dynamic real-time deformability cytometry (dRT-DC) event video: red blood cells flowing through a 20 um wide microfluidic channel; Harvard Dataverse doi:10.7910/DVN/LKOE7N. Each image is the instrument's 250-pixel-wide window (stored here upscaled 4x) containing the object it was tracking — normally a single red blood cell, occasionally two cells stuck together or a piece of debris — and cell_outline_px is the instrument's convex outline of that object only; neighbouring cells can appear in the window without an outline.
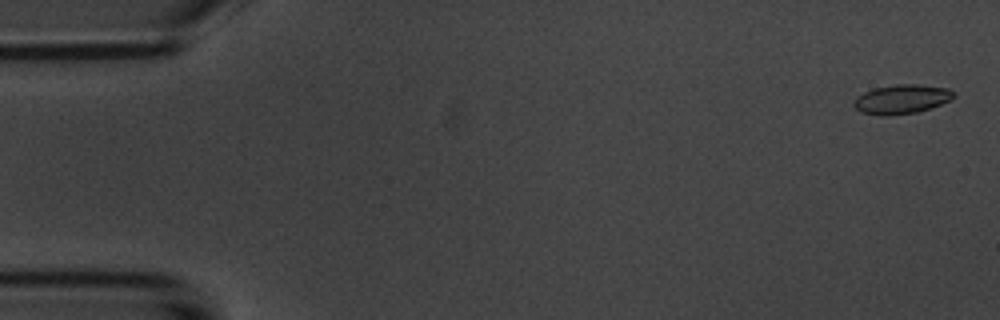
{"species": "common noctule bat (a hibernating species)", "species_latin": "Nyctalus noctula", "temperature_condition": "room temperature", "stored_images_in_passage": 55, "camera_frame_rate_fps": 3000, "um_per_image_px": 0.085, "animal": {"sex": "male", "body_mass_g": 20.1, "forearm_length_mm": 53.5}, "frame": {"image": 1, "passage_image": 2, "time_ms": 0.333, "image_size_px": [1000, 320], "cell_outline_px": [[956, 96], [952, 100], [916, 112], [884, 116], [880, 116], [860, 112], [852, 104], [856, 96], [864, 92], [876, 88], [896, 84], [916, 84], [948, 88]], "centroid_in_image_um": [76.61, 8.43], "position_along_channel_um": 8.4, "area_um2": 16.94}}
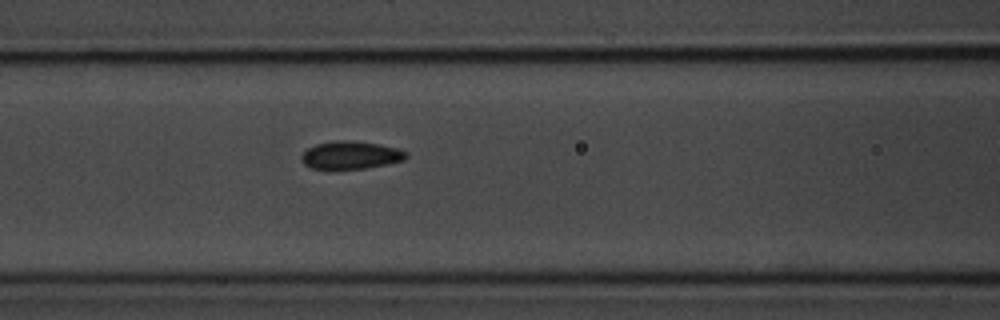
{"frame": {"image": 2, "passage_image": 23, "time_ms": 7.333, "image_size_px": [1000, 320], "cell_outline_px": [[408, 156], [404, 160], [388, 164], [364, 168], [312, 168], [304, 164], [300, 160], [300, 156], [308, 148], [316, 144], [336, 140], [344, 140], [380, 144], [396, 148], [408, 152]], "centroid_in_image_um": [29.82, 13.18], "position_along_channel_um": 136.8, "area_um2": 16.82}}
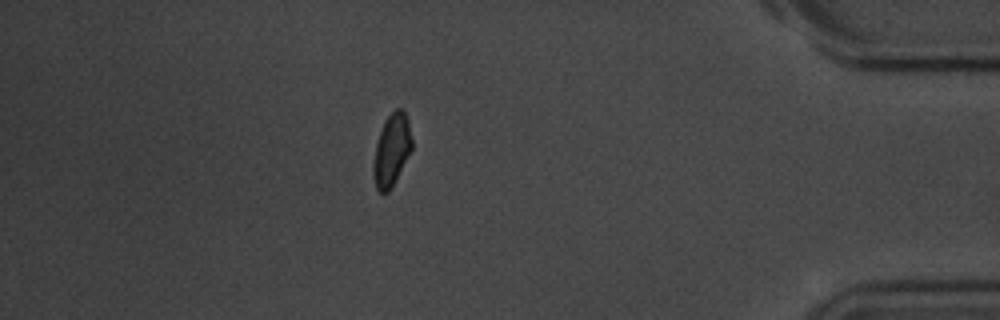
{"frame": {"image": 3, "passage_image": 48, "time_ms": 15.667, "image_size_px": [1000, 320], "cell_outline_px": [[412, 148], [388, 192], [380, 192], [376, 188], [372, 176], [372, 164], [376, 144], [384, 120], [396, 108], [404, 108], [408, 120], [412, 140]], "centroid_in_image_um": [33.27, 12.72], "position_along_channel_um": 401.9, "area_um2": 16.07}, "authors_computed_cell_mechanics": {"area_um2": 16.8198, "velocity_mm_per_s": 3.6899, "shape_relaxation_time_tau1_ms": 2.8479, "shape_relaxation_time_tau2_ms": 2.178, "deformation_change_tau1": 0.097, "deformation_change_tau2": 0.0677}}